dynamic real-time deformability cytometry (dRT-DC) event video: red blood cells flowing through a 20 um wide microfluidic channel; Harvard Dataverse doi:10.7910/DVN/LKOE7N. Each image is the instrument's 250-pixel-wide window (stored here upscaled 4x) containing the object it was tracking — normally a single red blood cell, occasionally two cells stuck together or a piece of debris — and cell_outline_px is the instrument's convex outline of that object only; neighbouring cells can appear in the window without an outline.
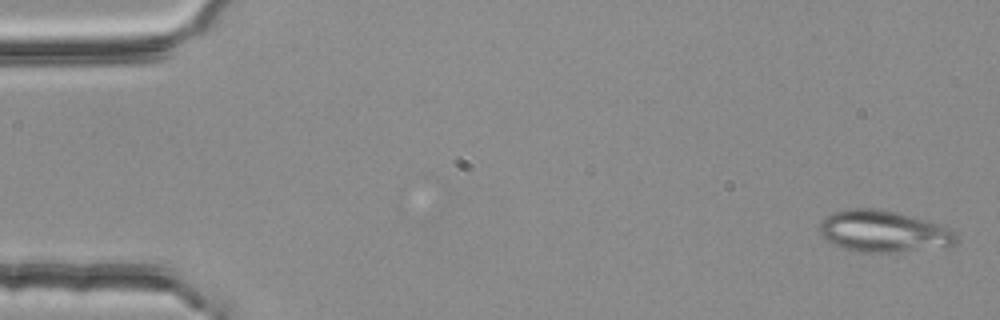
{"species": "common noctule bat (a hibernating species)", "species_latin": "Nyctalus noctula", "temperature_condition": "room temperature", "stored_images_in_passage": 5, "camera_frame_rate_fps": 3000, "um_per_image_px": 0.085, "animal": {"sex": "female", "body_mass_g": 25.1}, "frame": {"image": 1, "passage_image": 1, "time_ms": 0.0, "image_size_px": [1000, 320], "cell_outline_px": [[956, 244], [900, 252], [860, 252], [840, 248], [832, 244], [820, 232], [820, 224], [824, 216], [832, 212], [848, 208], [876, 208], [896, 212], [944, 224], [956, 232]], "centroid_in_image_um": [75.09, 19.65], "position_along_channel_um": 9.9, "area_um2": 33.35}}
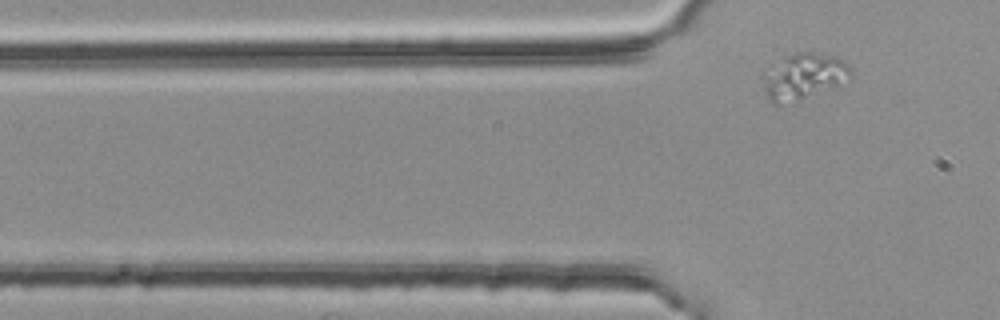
{"frame": {"image": 2, "passage_image": 5, "time_ms": 1.333, "image_size_px": [1000, 320], "cell_outline_px": [[852, 80], [804, 96], [776, 104], [772, 104], [768, 100], [764, 92], [760, 76], [760, 72], [768, 64], [796, 52], [812, 52], [836, 56], [848, 64], [852, 68]], "centroid_in_image_um": [68.24, 6.43], "position_along_channel_um": 57.6, "area_um2": 23.76}}